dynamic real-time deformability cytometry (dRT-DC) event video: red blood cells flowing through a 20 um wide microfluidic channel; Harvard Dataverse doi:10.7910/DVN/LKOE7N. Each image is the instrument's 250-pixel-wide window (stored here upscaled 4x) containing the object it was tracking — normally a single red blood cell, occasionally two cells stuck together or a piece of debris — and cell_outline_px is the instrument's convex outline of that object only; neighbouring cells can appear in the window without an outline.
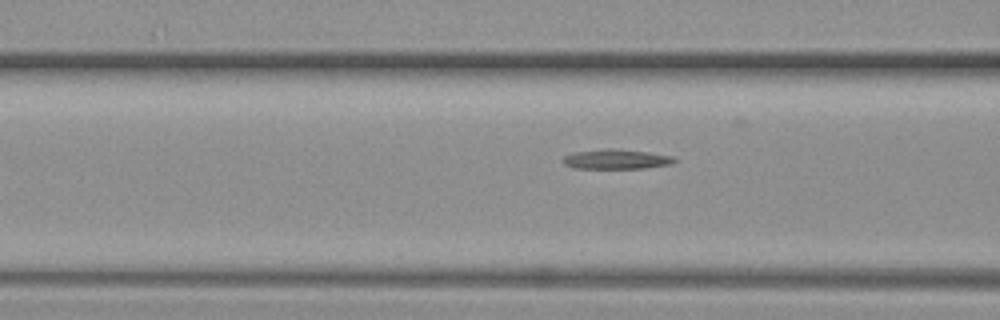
{"species": "common noctule bat (a hibernating species)", "species_latin": "Nyctalus noctula", "temperature_condition": "warm", "stored_images_in_passage": 10, "segment_of_instrument_passage": [2, 2], "camera_frame_rate_fps": 3000, "um_per_image_px": 0.085, "animal": {"sex": "female", "body_mass_g": 19.3, "forearm_length_mm": 54.1}, "frame": {"image": 1, "passage_image": 10, "time_ms": 3.0, "image_size_px": [1000, 320], "cell_outline_px": [[676, 160], [672, 164], [644, 168], [576, 168], [564, 164], [564, 156], [572, 152], [612, 148], [648, 152], [672, 156]], "centroid_in_image_um": [52.39, 13.53], "position_along_channel_um": 114.2, "area_um2": 12.66}}